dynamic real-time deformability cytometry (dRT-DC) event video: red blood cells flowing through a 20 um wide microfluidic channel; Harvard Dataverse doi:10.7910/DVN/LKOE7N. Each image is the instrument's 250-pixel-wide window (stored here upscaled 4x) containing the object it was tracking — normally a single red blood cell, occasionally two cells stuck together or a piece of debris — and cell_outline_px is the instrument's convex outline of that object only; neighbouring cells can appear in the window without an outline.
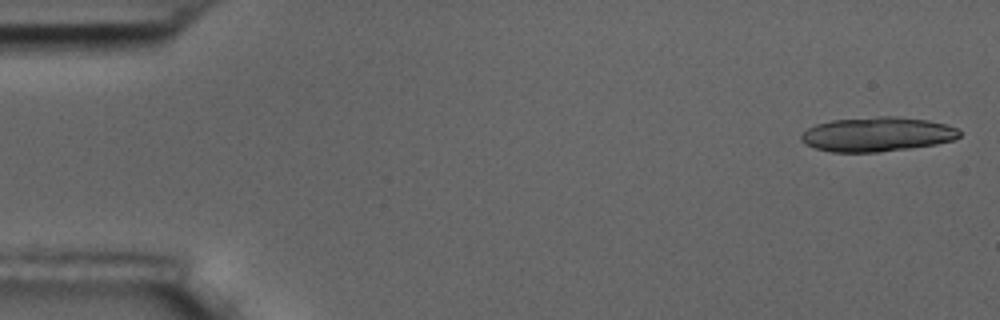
{"species": "common noctule bat (a hibernating species)", "species_latin": "Nyctalus noctula", "temperature_condition": "room temperature", "stored_images_in_passage": 8, "segment_of_instrument_passage": [1, 2], "camera_frame_rate_fps": 3000, "um_per_image_px": 0.085, "animal": {"sex": "male", "body_mass_g": 17.5, "forearm_length_mm": 52.3}, "frame": {"image": 1, "passage_image": 1, "time_ms": 0.0, "image_size_px": [1000, 320], "cell_outline_px": [[960, 136], [956, 140], [936, 144], [908, 148], [876, 152], [832, 152], [816, 148], [800, 140], [800, 136], [808, 128], [816, 124], [832, 120], [876, 116], [896, 116], [928, 120], [944, 124], [956, 128], [960, 132]], "centroid_in_image_um": [74.57, 11.41], "position_along_channel_um": 10.4, "area_um2": 31.67}}